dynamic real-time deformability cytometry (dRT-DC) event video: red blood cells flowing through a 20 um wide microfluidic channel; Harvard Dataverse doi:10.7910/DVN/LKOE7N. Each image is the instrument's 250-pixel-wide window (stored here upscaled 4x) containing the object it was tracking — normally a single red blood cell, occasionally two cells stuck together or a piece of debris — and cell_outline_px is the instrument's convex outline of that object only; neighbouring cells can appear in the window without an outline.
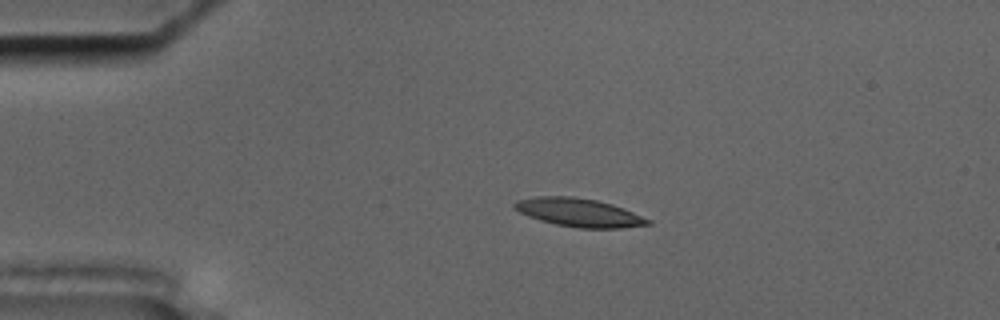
{"species": "common noctule bat (a hibernating species)", "species_latin": "Nyctalus noctula", "temperature_condition": "cold", "stored_images_in_passage": 55, "camera_frame_rate_fps": 3000, "um_per_image_px": 0.085, "animal": {"sex": "male", "body_mass_g": 17.5, "forearm_length_mm": 52.3}, "frame": {"image": 1, "passage_image": 11, "time_ms": 3.333, "image_size_px": [1000, 320], "cell_outline_px": [[652, 224], [620, 228], [580, 228], [556, 224], [540, 220], [528, 216], [512, 208], [512, 204], [516, 200], [536, 196], [572, 196], [596, 200], [612, 204], [624, 208], [652, 220]], "centroid_in_image_um": [49.2, 18.06], "position_along_channel_um": 35.8, "area_um2": 22.14}}
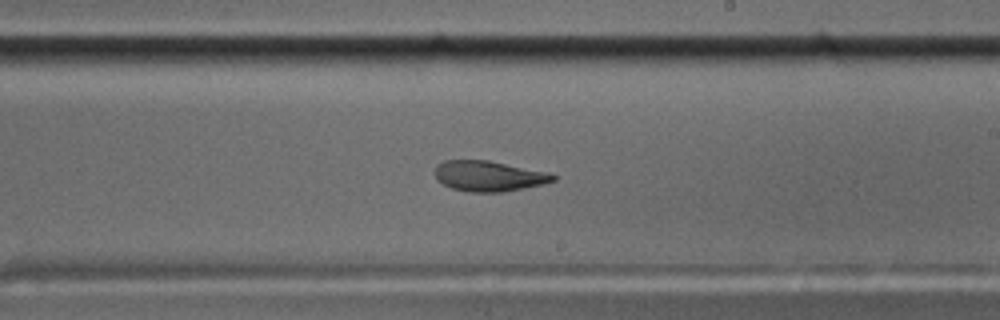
{"frame": {"image": 2, "passage_image": 32, "time_ms": 10.333, "image_size_px": [1000, 320], "cell_outline_px": [[556, 180], [544, 184], [504, 192], [468, 192], [452, 188], [436, 180], [432, 172], [436, 164], [444, 160], [488, 160], [552, 172], [556, 176]], "centroid_in_image_um": [41.54, 14.95], "position_along_channel_um": 247.5, "area_um2": 21.5}}
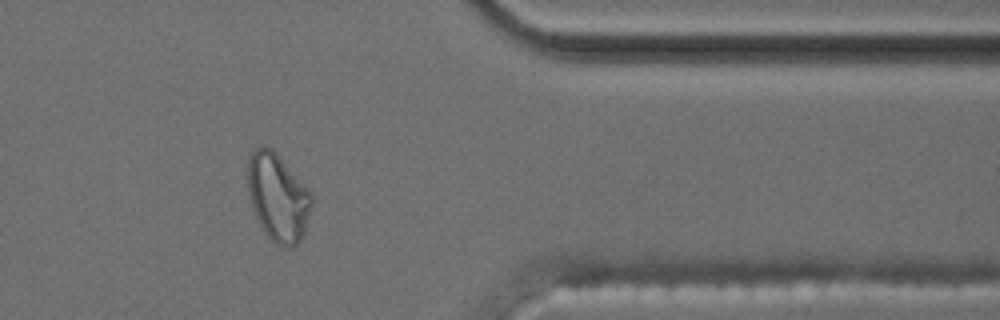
{"frame": {"image": 3, "passage_image": 45, "time_ms": 14.667, "image_size_px": [1000, 320], "cell_outline_px": [[312, 204], [304, 236], [292, 248], [276, 244], [268, 236], [260, 224], [256, 216], [248, 192], [248, 156], [256, 148], [272, 148], [312, 192]], "centroid_in_image_um": [23.65, 16.78], "position_along_channel_um": 387.8, "area_um2": 32.43}, "authors_computed_cell_mechanics": {"area_um2": 21.675, "velocity_mm_per_s": 3.6015, "shape_relaxation_time_tau1_ms": null, "shape_relaxation_time_tau2_ms": 1.8875, "deformation_change_tau1": null, "deformation_change_tau2": 0.0853}}